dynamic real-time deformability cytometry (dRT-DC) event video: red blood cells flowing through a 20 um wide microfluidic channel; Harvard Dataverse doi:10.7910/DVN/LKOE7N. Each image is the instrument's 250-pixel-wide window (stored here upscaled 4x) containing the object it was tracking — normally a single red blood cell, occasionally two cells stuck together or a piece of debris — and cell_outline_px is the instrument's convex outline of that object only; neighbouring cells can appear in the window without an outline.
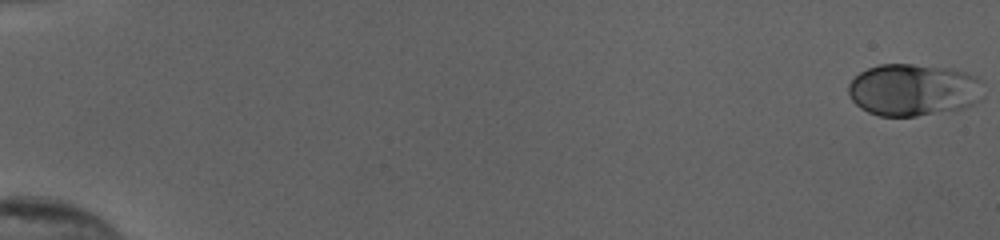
{"species": "human", "species_latin": "Homo sapiens", "temperature_condition": "cold", "stored_images_in_passage": 54, "camera_frame_rate_fps": 3000, "um_per_image_px": 0.085, "donor": {"sex": "female"}, "frame": {"image": 1, "passage_image": 1, "time_ms": 0.0, "image_size_px": [1000, 240], "cell_outline_px": [[984, 100], [964, 108], [916, 116], [880, 116], [868, 112], [860, 108], [852, 100], [848, 92], [848, 84], [860, 72], [868, 68], [880, 64], [912, 64], [948, 68], [964, 72], [976, 76], [984, 80]], "centroid_in_image_um": [77.7, 7.64], "position_along_channel_um": 7.3, "area_um2": 41.56}}
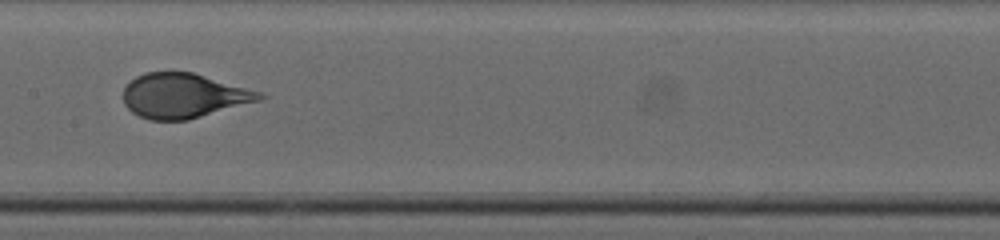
{"frame": {"image": 2, "passage_image": 30, "time_ms": 9.667, "image_size_px": [1000, 240], "cell_outline_px": [[268, 96], [264, 100], [188, 120], [148, 120], [132, 112], [124, 104], [124, 88], [136, 76], [144, 72], [192, 72], [264, 92]], "centroid_in_image_um": [15.68, 8.14], "position_along_channel_um": 191.7, "area_um2": 35.84}}
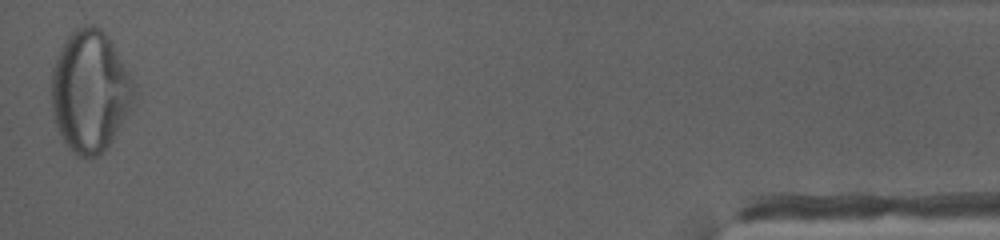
{"frame": {"image": 3, "passage_image": 54, "time_ms": 17.667, "image_size_px": [1000, 240], "cell_outline_px": [[136, 104], [112, 140], [96, 156], [84, 160], [76, 156], [68, 148], [56, 124], [52, 108], [52, 68], [56, 56], [60, 48], [68, 36], [76, 28], [84, 24], [96, 24], [108, 36], [136, 84]], "centroid_in_image_um": [7.69, 7.75], "position_along_channel_um": 427.5, "area_um2": 59.13}, "authors_computed_cell_mechanics": {"area_um2": 38.2636, "velocity_mm_per_s": 3.895, "shape_relaxation_time_tau1_ms": 4.1536, "shape_relaxation_time_tau2_ms": null, "deformation_change_tau1": 0.1936, "deformation_change_tau2": null}}